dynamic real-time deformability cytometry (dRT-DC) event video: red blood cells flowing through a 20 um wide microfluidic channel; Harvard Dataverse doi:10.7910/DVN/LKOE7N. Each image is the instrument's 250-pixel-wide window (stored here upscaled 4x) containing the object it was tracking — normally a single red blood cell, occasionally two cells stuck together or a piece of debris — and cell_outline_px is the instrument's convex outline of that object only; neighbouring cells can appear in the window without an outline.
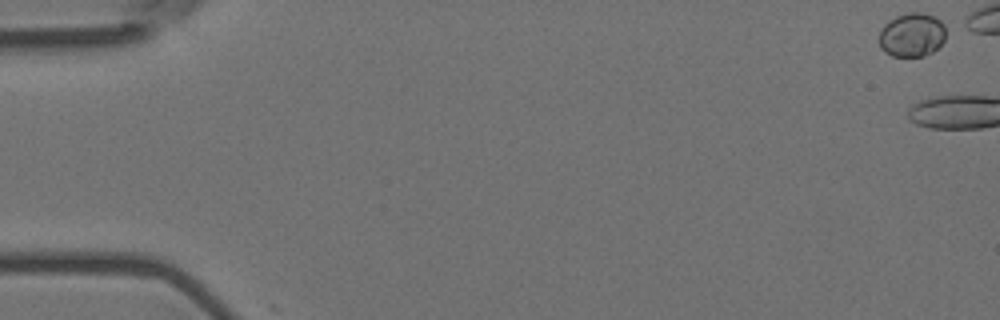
{"species": "Egyptian fruit bat (a non-hibernating species)", "species_latin": "Rousettus aegyptiacus", "temperature_condition": "room temperature", "stored_images_in_passage": 2, "camera_frame_rate_fps": 3000, "um_per_image_px": 0.085, "animal": {"sex": "female"}, "frame": {"image": 1, "passage_image": 1, "time_ms": 0.0, "image_size_px": [1000, 320], "cell_outline_px": [[948, 24], [944, 40], [932, 52], [924, 56], [892, 56], [884, 52], [880, 48], [880, 28], [888, 20], [896, 16], [908, 12], [920, 12], [932, 16]], "centroid_in_image_um": [77.53, 2.95], "position_along_channel_um": 7.5, "area_um2": 17.34}}